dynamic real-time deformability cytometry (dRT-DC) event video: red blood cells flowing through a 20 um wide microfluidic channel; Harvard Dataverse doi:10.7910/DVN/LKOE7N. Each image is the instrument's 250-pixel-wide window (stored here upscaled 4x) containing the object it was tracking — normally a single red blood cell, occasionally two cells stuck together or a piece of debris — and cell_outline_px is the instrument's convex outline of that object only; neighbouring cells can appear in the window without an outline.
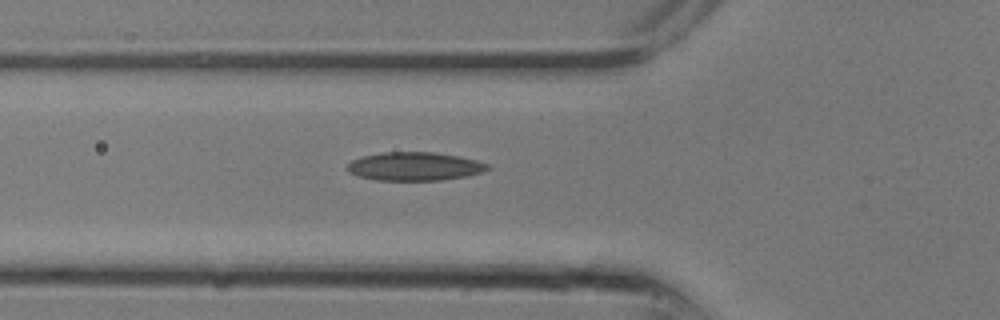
{"species": "common noctule bat (a hibernating species)", "species_latin": "Nyctalus noctula", "temperature_condition": "room temperature", "stored_images_in_passage": 13, "camera_frame_rate_fps": 3000, "um_per_image_px": 0.085, "animal": {"sex": "male", "body_mass_g": 13.3}, "frame": {"image": 1, "passage_image": 5, "time_ms": 1.333, "image_size_px": [1000, 320], "cell_outline_px": [[492, 168], [480, 172], [464, 176], [440, 180], [376, 180], [360, 176], [348, 172], [348, 164], [352, 160], [364, 156], [380, 152], [432, 152], [460, 156], [476, 160], [488, 164]], "centroid_in_image_um": [35.24, 14.13], "position_along_channel_um": 90.6, "area_um2": 23.06}}
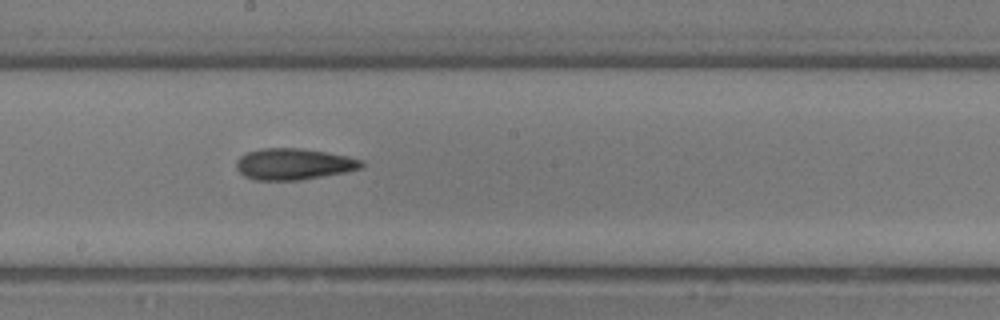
{"frame": {"image": 2, "passage_image": 10, "time_ms": 3.0, "image_size_px": [1000, 320], "cell_outline_px": [[364, 164], [360, 168], [348, 172], [300, 180], [256, 180], [244, 176], [236, 168], [236, 160], [240, 156], [248, 152], [260, 148], [300, 148], [348, 156], [364, 160]], "centroid_in_image_um": [24.97, 13.95], "position_along_channel_um": 223.2, "area_um2": 22.95}}
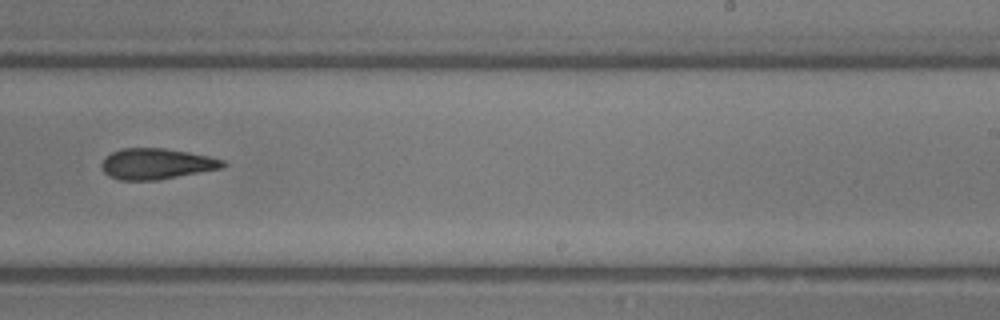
{"frame": {"image": 3, "passage_image": 12, "time_ms": 3.667, "image_size_px": [1000, 320], "cell_outline_px": [[228, 164], [224, 168], [160, 180], [120, 180], [108, 176], [100, 168], [100, 164], [104, 156], [120, 148], [164, 148], [188, 152], [208, 156], [224, 160]], "centroid_in_image_um": [13.29, 13.93], "position_along_channel_um": 275.7, "area_um2": 22.2}}